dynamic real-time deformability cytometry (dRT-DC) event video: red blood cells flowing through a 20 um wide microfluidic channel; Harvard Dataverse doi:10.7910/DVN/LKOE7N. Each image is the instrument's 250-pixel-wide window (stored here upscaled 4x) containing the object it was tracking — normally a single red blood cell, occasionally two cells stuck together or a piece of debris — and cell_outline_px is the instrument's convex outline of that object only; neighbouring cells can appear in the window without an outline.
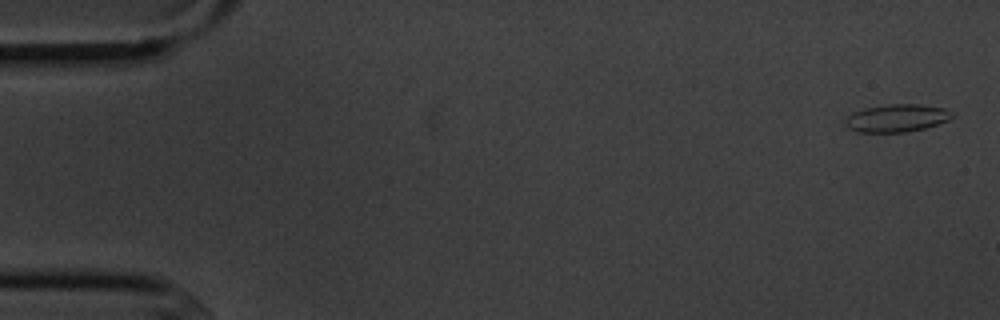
{"species": "common noctule bat (a hibernating species)", "species_latin": "Nyctalus noctula", "temperature_condition": "cold", "stored_images_in_passage": 6, "camera_frame_rate_fps": 3000, "um_per_image_px": 0.085, "animal": {"sex": "male", "body_mass_g": 20.1, "forearm_length_mm": 53.5}, "frame": {"image": 1, "passage_image": 1, "time_ms": 0.0, "image_size_px": [1000, 320], "cell_outline_px": [[956, 116], [948, 120], [924, 128], [908, 132], [856, 132], [848, 128], [844, 124], [844, 120], [852, 112], [864, 108], [888, 104], [920, 104], [944, 108]], "centroid_in_image_um": [76.19, 10.04], "position_along_channel_um": 8.8, "area_um2": 17.34}}